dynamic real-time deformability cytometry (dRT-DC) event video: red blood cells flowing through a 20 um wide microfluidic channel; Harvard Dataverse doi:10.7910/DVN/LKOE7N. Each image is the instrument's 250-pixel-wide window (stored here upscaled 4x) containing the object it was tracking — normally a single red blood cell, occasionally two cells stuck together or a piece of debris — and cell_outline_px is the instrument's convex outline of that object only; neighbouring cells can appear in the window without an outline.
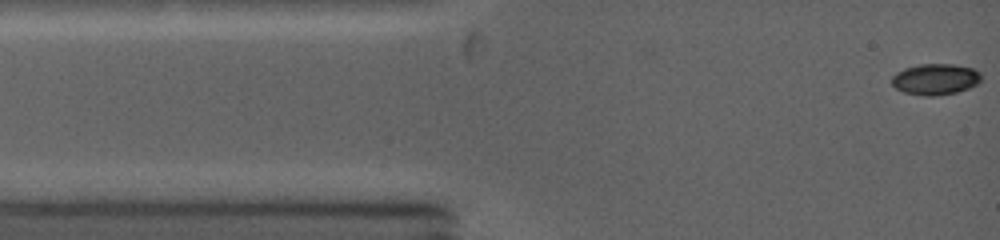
{"species": "common noctule bat (a hibernating species)", "species_latin": "Nyctalus noctula", "temperature_condition": "warm", "stored_images_in_passage": 74, "camera_frame_rate_fps": 5000, "um_per_image_px": 0.085, "animal": {"sex": "female", "body_mass_g": 19.0, "forearm_length_mm": 53.3}, "frame": {"image": 1, "passage_image": 1, "time_ms": 0.0, "image_size_px": [1000, 240], "cell_outline_px": [[980, 80], [976, 84], [968, 88], [956, 92], [932, 96], [928, 96], [904, 92], [896, 88], [892, 84], [892, 76], [904, 68], [920, 64], [948, 64], [972, 68], [980, 76]], "centroid_in_image_um": [79.46, 6.73], "position_along_channel_um": 5.5, "area_um2": 15.78}}
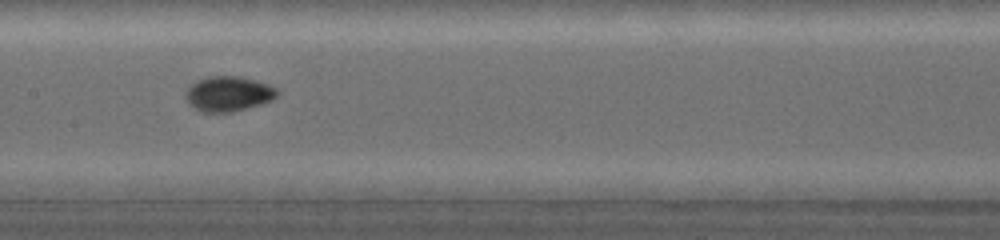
{"frame": {"image": 2, "passage_image": 33, "time_ms": 5.6, "image_size_px": [1000, 240], "cell_outline_px": [[276, 96], [260, 104], [232, 112], [200, 112], [188, 100], [188, 88], [192, 84], [200, 80], [216, 76], [232, 76], [252, 80], [276, 88]], "centroid_in_image_um": [19.4, 7.99], "position_along_channel_um": 188.0, "area_um2": 17.63}}
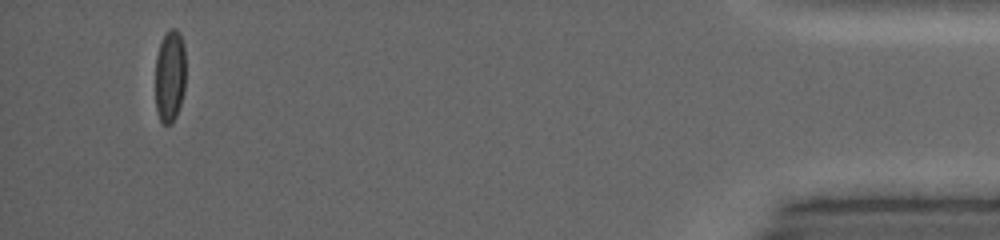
{"frame": {"image": 3, "passage_image": 68, "time_ms": 13.2, "image_size_px": [1000, 240], "cell_outline_px": [[184, 92], [176, 116], [172, 124], [164, 124], [160, 120], [156, 108], [156, 56], [160, 40], [172, 28], [176, 28], [180, 32], [184, 44]], "centroid_in_image_um": [14.44, 6.44], "position_along_channel_um": 420.8, "area_um2": 16.36}, "authors_computed_cell_mechanics": {"area_um2": 16.6753, "velocity_mm_per_s": 4.3465, "shape_relaxation_time_tau1_ms": 5.7246, "shape_relaxation_time_tau2_ms": null, "deformation_change_tau1": 0.1879, "deformation_change_tau2": null}}